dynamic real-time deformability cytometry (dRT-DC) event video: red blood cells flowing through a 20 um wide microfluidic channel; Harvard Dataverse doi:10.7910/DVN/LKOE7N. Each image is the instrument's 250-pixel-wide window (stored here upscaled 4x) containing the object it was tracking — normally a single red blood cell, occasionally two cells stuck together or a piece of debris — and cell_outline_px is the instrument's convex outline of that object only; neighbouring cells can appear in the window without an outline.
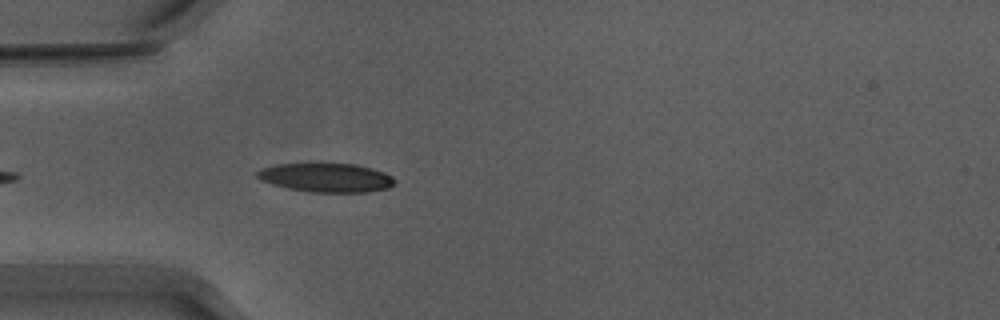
{"species": "Egyptian fruit bat (a non-hibernating species)", "species_latin": "Rousettus aegyptiacus", "temperature_condition": "warm", "stored_images_in_passage": 20, "camera_frame_rate_fps": 3000, "um_per_image_px": 0.085, "animal": {"sex": "male"}, "frame": {"image": 1, "passage_image": 4, "time_ms": 1.0, "image_size_px": [1000, 320], "cell_outline_px": [[396, 184], [388, 188], [368, 192], [308, 192], [288, 188], [272, 184], [260, 180], [256, 176], [256, 172], [260, 168], [276, 164], [356, 164], [372, 168], [384, 172], [392, 176], [396, 180]], "centroid_in_image_um": [27.74, 15.1], "position_along_channel_um": 57.3, "area_um2": 23.29}}